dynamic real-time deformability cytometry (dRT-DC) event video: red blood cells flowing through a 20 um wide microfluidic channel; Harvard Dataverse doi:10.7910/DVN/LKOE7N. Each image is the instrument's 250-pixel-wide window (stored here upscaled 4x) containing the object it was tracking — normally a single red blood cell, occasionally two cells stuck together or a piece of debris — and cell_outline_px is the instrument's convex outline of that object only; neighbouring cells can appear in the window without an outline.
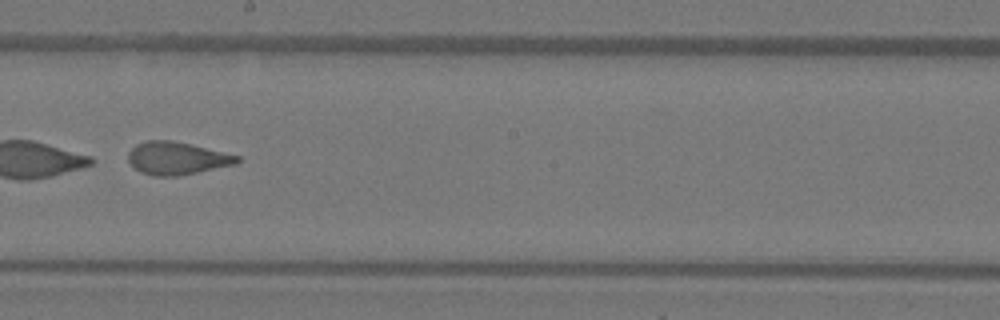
{"species": "Egyptian fruit bat (a non-hibernating species)", "species_latin": "Rousettus aegyptiacus", "temperature_condition": "warm", "stored_images_in_passage": 48, "camera_frame_rate_fps": 3000, "um_per_image_px": 0.085, "animal": {"sex": "female"}, "frame": {"image": 1, "passage_image": 28, "time_ms": 9.0, "image_size_px": [1000, 320], "cell_outline_px": [[240, 160], [236, 164], [180, 176], [152, 176], [140, 172], [128, 160], [128, 152], [136, 144], [148, 140], [172, 140], [240, 156]], "centroid_in_image_um": [15.02, 13.46], "position_along_channel_um": 233.2, "area_um2": 20.69}}